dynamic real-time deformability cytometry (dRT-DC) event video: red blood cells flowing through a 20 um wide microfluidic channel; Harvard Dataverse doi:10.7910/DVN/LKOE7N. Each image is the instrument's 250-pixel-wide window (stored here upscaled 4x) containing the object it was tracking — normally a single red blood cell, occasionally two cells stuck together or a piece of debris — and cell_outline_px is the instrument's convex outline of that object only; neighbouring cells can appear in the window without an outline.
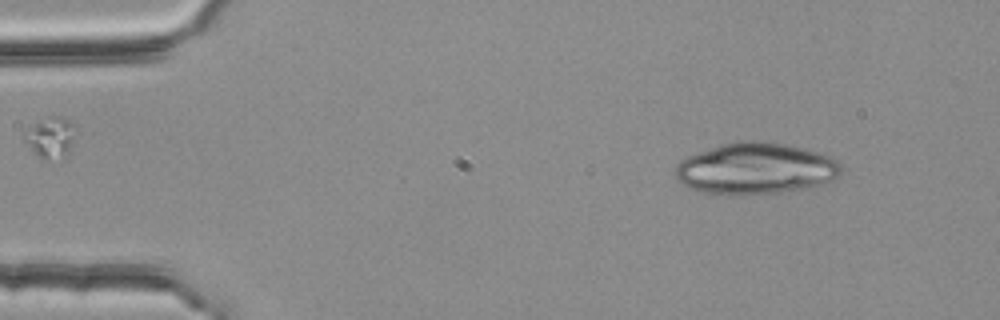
{"species": "common noctule bat (a hibernating species)", "species_latin": "Nyctalus noctula", "temperature_condition": "room temperature", "stored_images_in_passage": 4, "segment_of_instrument_passage": [1, 2], "camera_frame_rate_fps": 3000, "um_per_image_px": 0.085, "animal": {"sex": "female", "body_mass_g": 25.1}, "frame": {"image": 1, "passage_image": 1, "time_ms": 0.0, "image_size_px": [1000, 320], "cell_outline_px": [[840, 176], [832, 180], [804, 188], [780, 192], [732, 196], [724, 196], [704, 192], [692, 188], [676, 180], [676, 164], [688, 156], [720, 144], [740, 140], [764, 140], [804, 148], [840, 160]], "centroid_in_image_um": [64.21, 14.33], "position_along_channel_um": 20.8, "area_um2": 49.82}}